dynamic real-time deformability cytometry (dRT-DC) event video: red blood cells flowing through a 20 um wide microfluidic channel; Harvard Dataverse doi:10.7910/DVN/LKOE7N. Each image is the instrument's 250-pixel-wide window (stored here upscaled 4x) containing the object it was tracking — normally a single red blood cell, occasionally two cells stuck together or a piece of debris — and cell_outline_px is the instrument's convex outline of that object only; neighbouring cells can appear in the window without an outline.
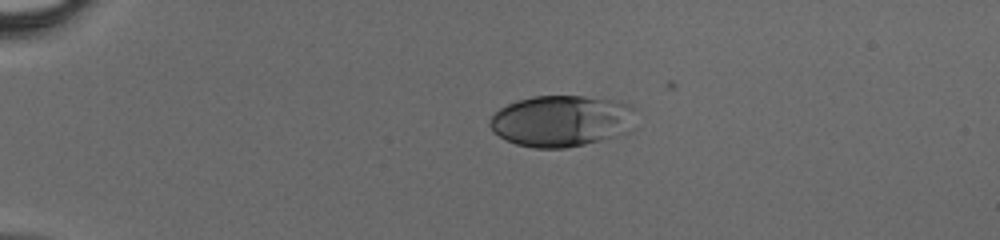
{"species": "human", "species_latin": "Homo sapiens", "temperature_condition": "cold", "stored_images_in_passage": 35, "camera_frame_rate_fps": 3000, "um_per_image_px": 0.085, "donor": {"sex": "male"}, "frame": {"image": 1, "passage_image": 1, "time_ms": 0.0, "image_size_px": [1000, 240], "cell_outline_px": [[636, 128], [628, 132], [600, 140], [584, 144], [564, 148], [536, 148], [516, 144], [504, 140], [492, 132], [488, 124], [488, 120], [500, 108], [508, 104], [532, 96], [584, 96], [616, 100], [632, 104]], "centroid_in_image_um": [47.74, 10.28], "position_along_channel_um": 37.3, "area_um2": 44.16}}
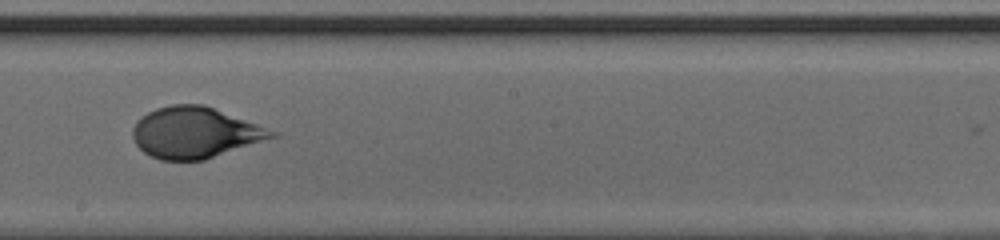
{"frame": {"image": 2, "passage_image": 18, "time_ms": 5.667, "image_size_px": [1000, 240], "cell_outline_px": [[280, 136], [204, 160], [160, 160], [144, 152], [136, 144], [132, 136], [132, 128], [136, 120], [148, 112], [156, 108], [172, 104], [204, 104], [280, 132]], "centroid_in_image_um": [16.61, 11.27], "position_along_channel_um": 231.6, "area_um2": 41.67}}
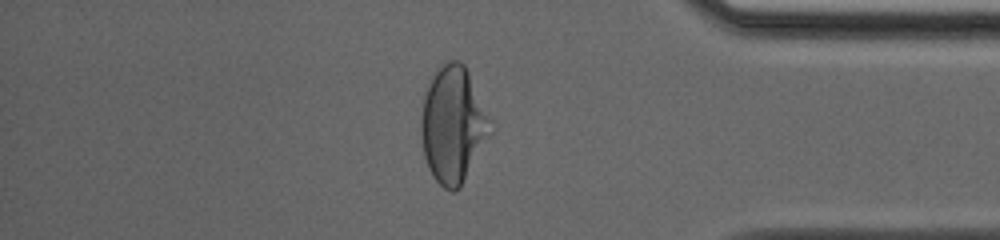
{"frame": {"image": 3, "passage_image": 30, "time_ms": 9.667, "image_size_px": [1000, 240], "cell_outline_px": [[488, 120], [460, 188], [456, 192], [452, 192], [444, 188], [432, 176], [428, 168], [424, 156], [420, 132], [420, 120], [424, 96], [428, 80], [448, 60], [460, 60], [464, 64], [468, 72]], "centroid_in_image_um": [38.34, 10.55], "position_along_channel_um": 396.9, "area_um2": 44.16}}